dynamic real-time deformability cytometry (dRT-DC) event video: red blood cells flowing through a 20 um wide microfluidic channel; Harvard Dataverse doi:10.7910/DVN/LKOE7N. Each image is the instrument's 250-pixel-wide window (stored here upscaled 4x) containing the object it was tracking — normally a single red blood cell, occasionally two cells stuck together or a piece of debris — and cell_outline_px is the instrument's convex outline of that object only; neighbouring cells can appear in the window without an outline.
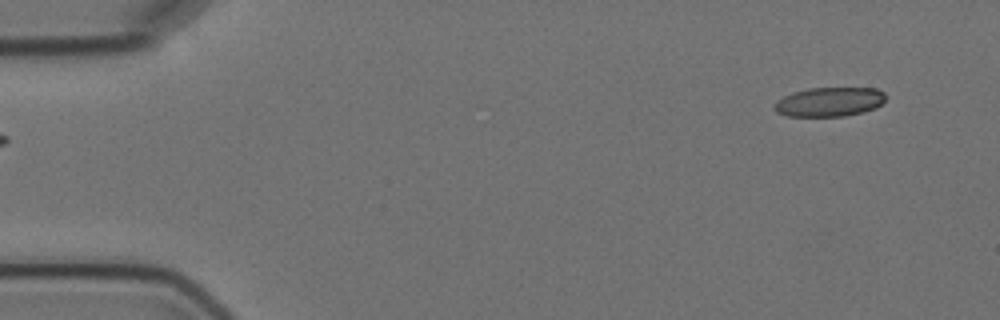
{"species": "Egyptian fruit bat (a non-hibernating species)", "species_latin": "Rousettus aegyptiacus", "temperature_condition": "cold", "stored_images_in_passage": 2, "camera_frame_rate_fps": 3000, "um_per_image_px": 0.085, "animal": {"sex": "female"}, "frame": {"image": 1, "passage_image": 2, "time_ms": 1.333, "image_size_px": [1000, 320], "cell_outline_px": [[884, 100], [876, 108], [864, 112], [844, 116], [788, 116], [776, 112], [772, 108], [776, 100], [792, 92], [808, 88], [876, 88], [884, 92]], "centroid_in_image_um": [70.46, 8.66], "position_along_channel_um": 14.5, "area_um2": 19.07}}